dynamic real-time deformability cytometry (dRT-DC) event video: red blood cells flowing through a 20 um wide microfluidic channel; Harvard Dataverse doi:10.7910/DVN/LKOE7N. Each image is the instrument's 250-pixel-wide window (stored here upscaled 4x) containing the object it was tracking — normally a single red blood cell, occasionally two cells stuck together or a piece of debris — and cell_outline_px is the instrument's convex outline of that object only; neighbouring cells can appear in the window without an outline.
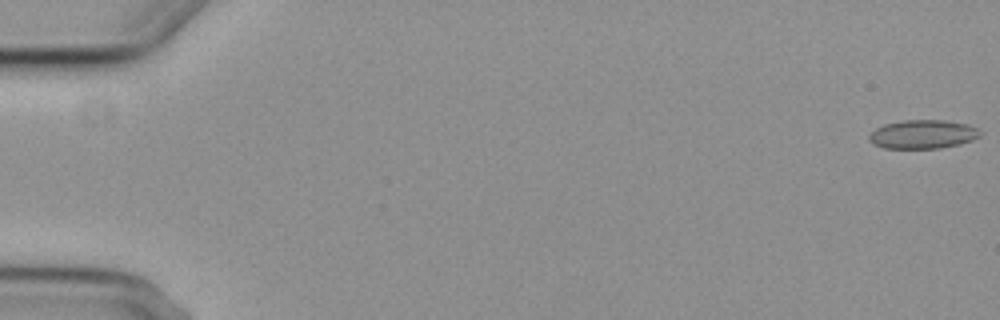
{"species": "common noctule bat (a hibernating species)", "species_latin": "Nyctalus noctula", "temperature_condition": "cold", "stored_images_in_passage": 6, "camera_frame_rate_fps": 3000, "um_per_image_px": 0.085, "animal": {"sex": "female", "body_mass_g": 29.2, "forearm_length_mm": 56.3}, "frame": {"image": 1, "passage_image": 1, "time_ms": 0.0, "image_size_px": [1000, 320], "cell_outline_px": [[984, 132], [980, 136], [972, 140], [960, 144], [940, 148], [884, 148], [872, 144], [868, 140], [868, 136], [876, 128], [884, 124], [904, 120], [944, 120], [968, 124]], "centroid_in_image_um": [78.45, 11.41], "position_along_channel_um": 6.6, "area_um2": 18.73}}
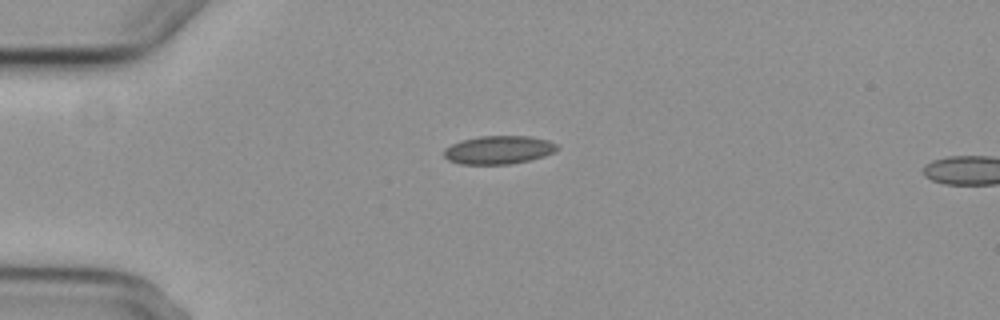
{"frame": {"image": 2, "passage_image": 5, "time_ms": 4.667, "image_size_px": [1000, 320], "cell_outline_px": [[560, 148], [544, 156], [512, 164], [460, 164], [448, 160], [444, 156], [444, 148], [452, 144], [464, 140], [480, 136], [528, 136], [548, 140], [556, 144]], "centroid_in_image_um": [42.38, 12.74], "position_along_channel_um": 42.6, "area_um2": 18.55}}